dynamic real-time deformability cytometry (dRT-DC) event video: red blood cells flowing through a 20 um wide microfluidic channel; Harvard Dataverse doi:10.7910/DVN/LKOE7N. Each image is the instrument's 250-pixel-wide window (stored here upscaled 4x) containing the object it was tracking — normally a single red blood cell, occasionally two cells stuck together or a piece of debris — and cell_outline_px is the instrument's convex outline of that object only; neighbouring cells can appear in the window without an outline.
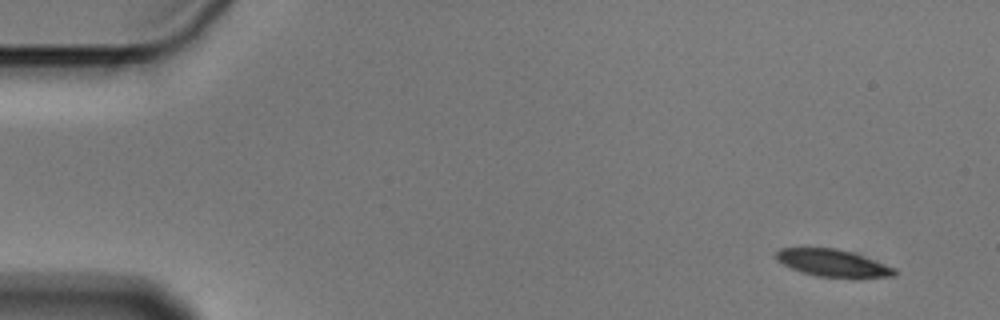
{"species": "Egyptian fruit bat (a non-hibernating species)", "species_latin": "Rousettus aegyptiacus", "temperature_condition": "cold", "stored_images_in_passage": 6, "camera_frame_rate_fps": 3000, "um_per_image_px": 0.085, "animal": {"sex": "male"}, "frame": {"image": 1, "passage_image": 1, "time_ms": 0.0, "image_size_px": [1000, 320], "cell_outline_px": [[896, 276], [856, 280], [816, 276], [792, 268], [776, 260], [776, 252], [780, 248], [836, 248], [852, 252], [896, 268]], "centroid_in_image_um": [70.88, 22.4], "position_along_channel_um": 14.1, "area_um2": 19.25}}
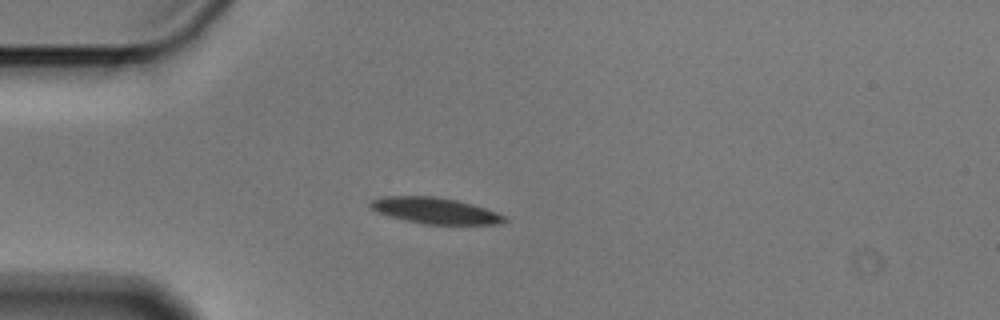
{"frame": {"image": 2, "passage_image": 4, "time_ms": 1.0, "image_size_px": [1000, 320], "cell_outline_px": [[508, 220], [496, 224], [424, 224], [404, 220], [388, 216], [376, 212], [368, 208], [368, 200], [380, 196], [436, 196], [456, 200], [472, 204], [496, 212], [504, 216]], "centroid_in_image_um": [36.87, 17.89], "position_along_channel_um": 48.1, "area_um2": 20.58}}
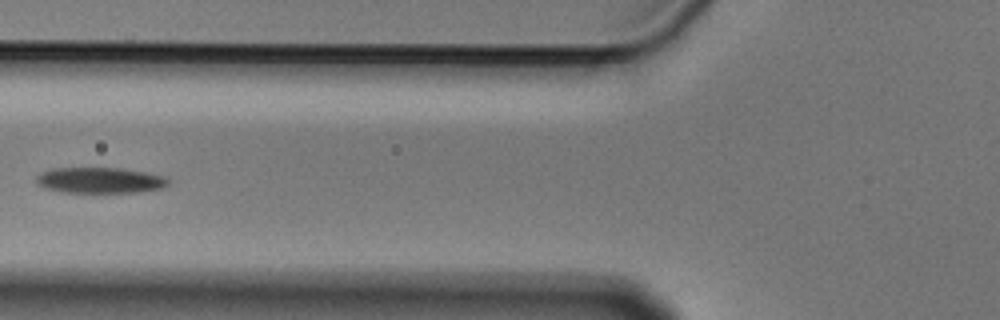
{"frame": {"image": 3, "passage_image": 6, "time_ms": 1.667, "image_size_px": [1000, 320], "cell_outline_px": [[172, 180], [164, 188], [136, 192], [60, 192], [44, 188], [36, 184], [36, 176], [40, 172], [52, 168], [120, 168], [168, 176]], "centroid_in_image_um": [8.51, 15.32], "position_along_channel_um": 117.3, "area_um2": 20.11}}